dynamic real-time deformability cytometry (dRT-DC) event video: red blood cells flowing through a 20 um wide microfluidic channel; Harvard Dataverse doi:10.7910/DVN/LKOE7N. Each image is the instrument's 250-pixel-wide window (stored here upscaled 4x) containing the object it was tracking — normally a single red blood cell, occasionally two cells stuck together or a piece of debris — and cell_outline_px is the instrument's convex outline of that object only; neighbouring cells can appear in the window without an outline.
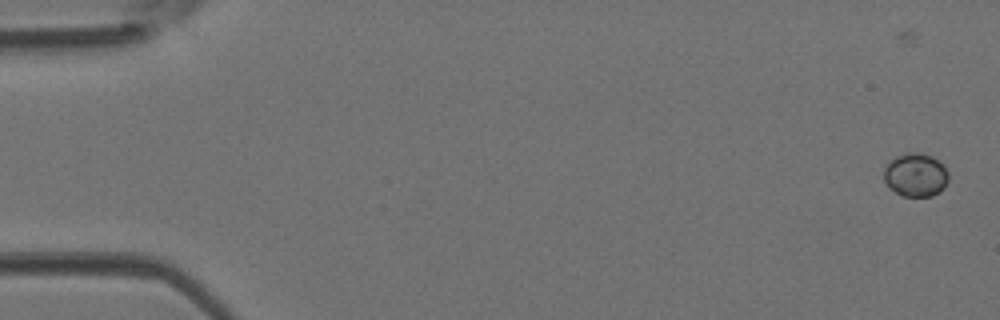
{"species": "Egyptian fruit bat (a non-hibernating species)", "species_latin": "Rousettus aegyptiacus", "temperature_condition": "room temperature", "stored_images_in_passage": 5, "camera_frame_rate_fps": 3000, "um_per_image_px": 0.085, "animal": {"sex": "female"}, "frame": {"image": 1, "passage_image": 1, "time_ms": 0.0, "image_size_px": [1000, 320], "cell_outline_px": [[948, 180], [944, 188], [940, 192], [932, 196], [904, 196], [896, 192], [884, 180], [884, 168], [896, 156], [908, 152], [920, 152], [932, 156], [948, 172]], "centroid_in_image_um": [77.84, 14.87], "position_along_channel_um": 7.2, "area_um2": 16.13}}